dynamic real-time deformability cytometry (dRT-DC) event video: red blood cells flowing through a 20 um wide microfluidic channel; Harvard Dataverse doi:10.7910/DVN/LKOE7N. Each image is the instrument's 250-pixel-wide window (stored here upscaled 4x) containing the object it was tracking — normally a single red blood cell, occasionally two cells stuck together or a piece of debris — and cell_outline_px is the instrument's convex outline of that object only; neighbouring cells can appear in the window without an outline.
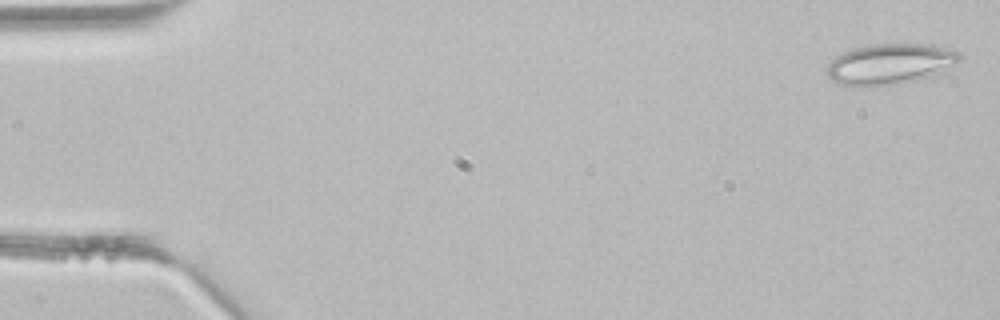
{"species": "common noctule bat (a hibernating species)", "species_latin": "Nyctalus noctula", "temperature_condition": "room temperature", "stored_images_in_passage": 43, "camera_frame_rate_fps": 3000, "um_per_image_px": 0.085, "animal": {"sex": "male", "body_mass_g": 21.5, "forearm_length_mm": 52.0}, "frame": {"image": 1, "passage_image": 1, "time_ms": 0.0, "image_size_px": [1000, 320], "cell_outline_px": [[960, 60], [956, 64], [944, 72], [936, 76], [876, 88], [852, 88], [836, 84], [828, 80], [824, 72], [828, 64], [836, 56], [852, 48], [868, 44], [940, 44], [960, 52]], "centroid_in_image_um": [75.62, 5.48], "position_along_channel_um": 9.4, "area_um2": 33.06}}
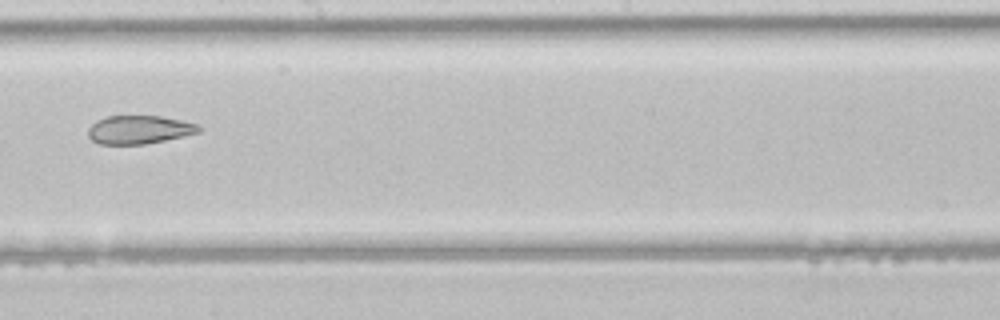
{"frame": {"image": 2, "passage_image": 24, "time_ms": 7.667, "image_size_px": [1000, 320], "cell_outline_px": [[204, 128], [200, 132], [184, 136], [144, 144], [100, 144], [92, 140], [88, 136], [88, 128], [96, 120], [108, 116], [160, 116], [200, 124]], "centroid_in_image_um": [11.86, 11.02], "position_along_channel_um": 236.3, "area_um2": 18.38}}
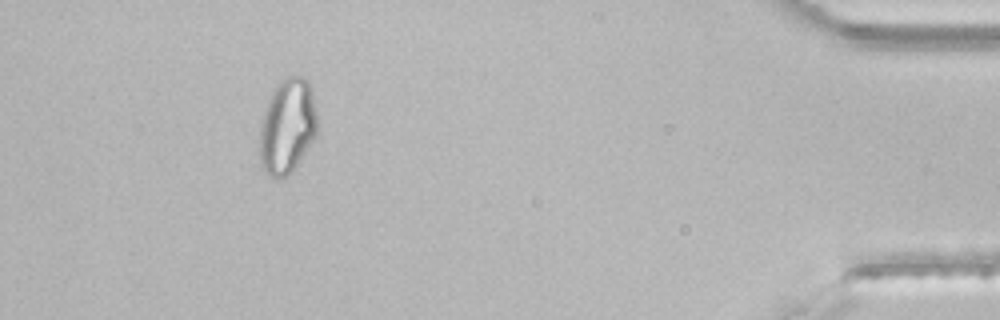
{"frame": {"image": 3, "passage_image": 39, "time_ms": 12.667, "image_size_px": [1000, 320], "cell_outline_px": [[316, 136], [292, 172], [284, 176], [272, 176], [264, 172], [260, 160], [260, 128], [264, 112], [268, 100], [276, 84], [280, 80], [288, 76], [304, 76], [308, 80], [312, 88], [316, 108]], "centroid_in_image_um": [24.44, 10.69], "position_along_channel_um": 410.8, "area_um2": 31.85}}